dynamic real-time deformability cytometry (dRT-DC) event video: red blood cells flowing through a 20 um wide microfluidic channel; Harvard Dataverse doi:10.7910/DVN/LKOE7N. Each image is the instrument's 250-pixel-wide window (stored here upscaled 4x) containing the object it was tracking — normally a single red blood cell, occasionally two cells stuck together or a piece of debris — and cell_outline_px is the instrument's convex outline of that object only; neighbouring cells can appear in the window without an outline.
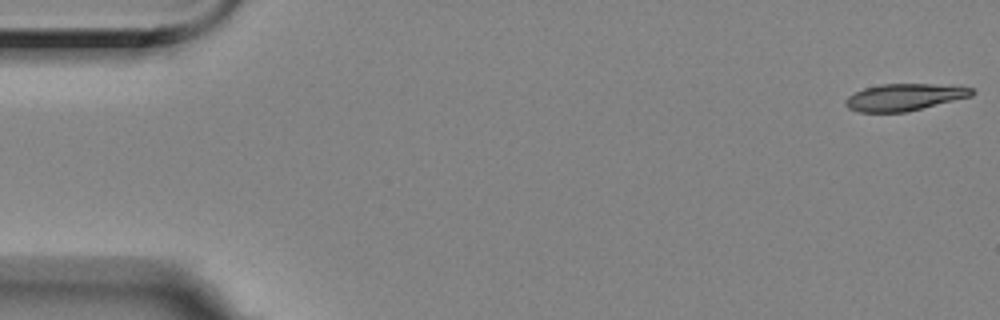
{"species": "Egyptian fruit bat (a non-hibernating species)", "species_latin": "Rousettus aegyptiacus", "temperature_condition": "room temperature", "stored_images_in_passage": 56, "camera_frame_rate_fps": 3000, "um_per_image_px": 0.085, "animal": {"sex": "female"}, "frame": {"image": 1, "passage_image": 1, "time_ms": 0.0, "image_size_px": [1000, 320], "cell_outline_px": [[976, 92], [972, 96], [908, 112], [856, 112], [848, 108], [844, 104], [844, 100], [848, 96], [864, 88], [880, 84], [932, 84], [972, 88]], "centroid_in_image_um": [76.84, 8.27], "position_along_channel_um": 8.2, "area_um2": 19.88}}
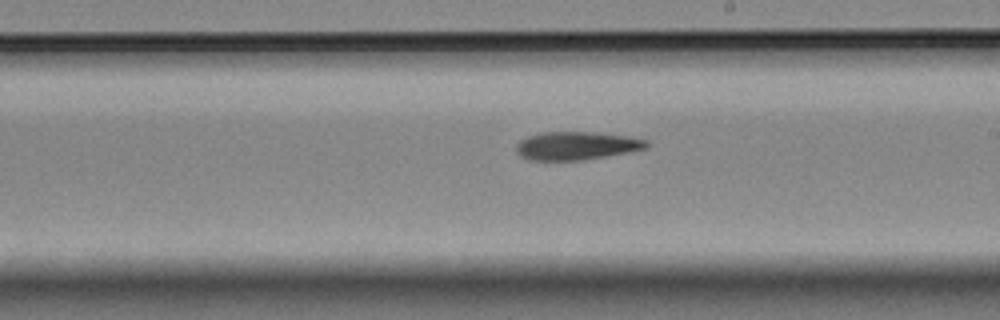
{"frame": {"image": 2, "passage_image": 32, "time_ms": 10.333, "image_size_px": [1000, 320], "cell_outline_px": [[648, 148], [608, 156], [580, 160], [528, 160], [520, 156], [516, 152], [516, 144], [520, 140], [528, 136], [540, 132], [592, 132], [628, 136], [648, 140]], "centroid_in_image_um": [48.99, 12.39], "position_along_channel_um": 240.0, "area_um2": 21.5}}
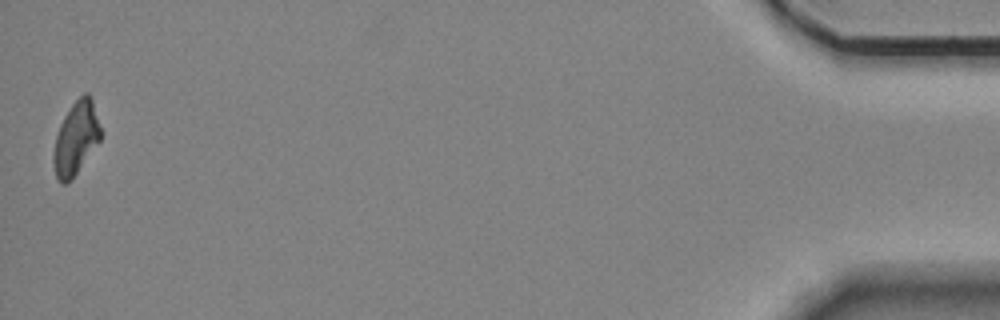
{"frame": {"image": 3, "passage_image": 56, "time_ms": 18.333, "image_size_px": [1000, 320], "cell_outline_px": [[100, 140], [76, 172], [64, 184], [60, 184], [56, 180], [52, 160], [52, 152], [56, 136], [60, 124], [64, 116], [72, 104], [84, 92], [88, 92], [92, 96], [100, 128]], "centroid_in_image_um": [6.42, 11.73], "position_along_channel_um": 428.8, "area_um2": 19.88}}